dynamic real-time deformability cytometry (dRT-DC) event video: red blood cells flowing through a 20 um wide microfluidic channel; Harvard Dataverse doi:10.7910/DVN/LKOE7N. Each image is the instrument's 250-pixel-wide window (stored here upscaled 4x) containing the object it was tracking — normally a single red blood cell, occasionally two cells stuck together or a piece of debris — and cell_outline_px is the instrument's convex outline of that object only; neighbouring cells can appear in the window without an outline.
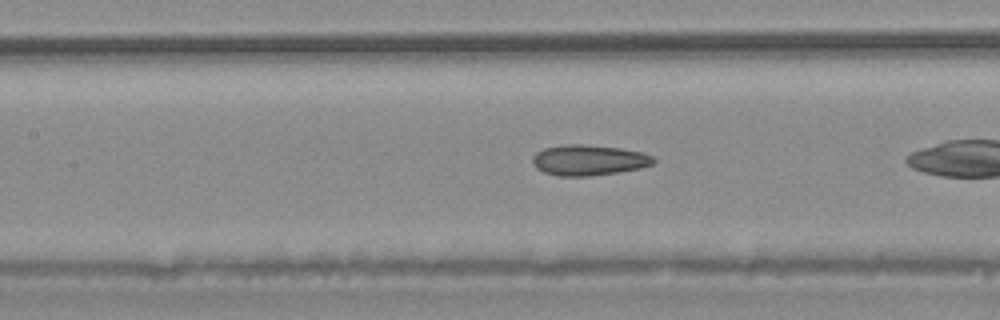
{"species": "common noctule bat (a hibernating species)", "species_latin": "Nyctalus noctula", "temperature_condition": "warm", "stored_images_in_passage": 22, "camera_frame_rate_fps": 3000, "um_per_image_px": 0.085, "animal": {"sex": "male", "body_mass_g": 20.4}, "frame": {"image": 1, "passage_image": 7, "time_ms": 2.0, "image_size_px": [1000, 320], "cell_outline_px": [[656, 160], [652, 164], [640, 168], [616, 172], [588, 176], [560, 176], [544, 172], [536, 168], [532, 164], [532, 156], [536, 152], [544, 148], [568, 144], [580, 144], [620, 148], [640, 152], [652, 156]], "centroid_in_image_um": [50.0, 13.61], "position_along_channel_um": 157.4, "area_um2": 21.39}}
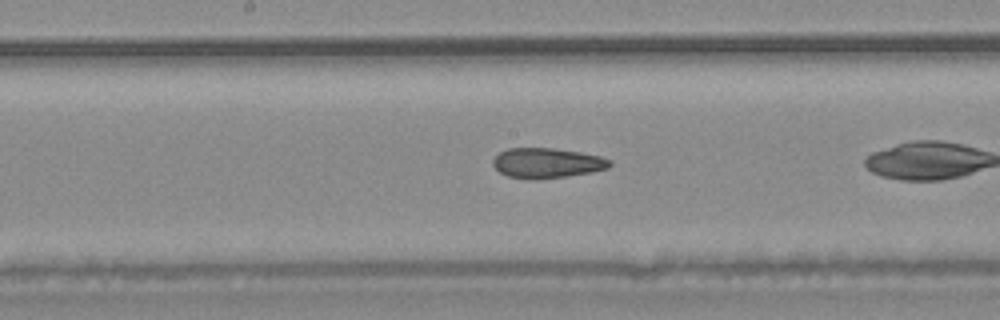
{"frame": {"image": 2, "passage_image": 10, "time_ms": 3.0, "image_size_px": [1000, 320], "cell_outline_px": [[612, 164], [608, 168], [592, 172], [568, 176], [532, 180], [508, 176], [500, 172], [492, 164], [492, 160], [500, 152], [508, 148], [552, 148], [580, 152], [600, 156], [612, 160]], "centroid_in_image_um": [46.5, 13.86], "position_along_channel_um": 201.7, "area_um2": 20.52}}